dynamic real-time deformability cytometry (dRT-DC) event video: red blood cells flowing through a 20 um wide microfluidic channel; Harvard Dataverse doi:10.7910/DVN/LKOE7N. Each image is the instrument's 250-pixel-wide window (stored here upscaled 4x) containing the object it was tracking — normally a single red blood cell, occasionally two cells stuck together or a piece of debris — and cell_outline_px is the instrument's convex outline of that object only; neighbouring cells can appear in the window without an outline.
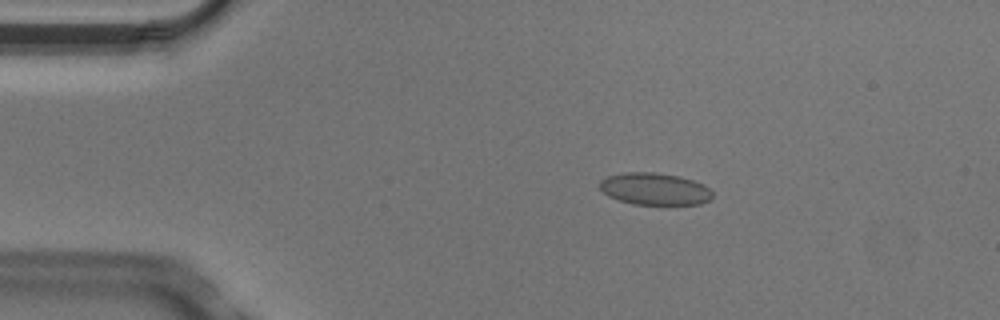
{"species": "Egyptian fruit bat (a non-hibernating species)", "species_latin": "Rousettus aegyptiacus", "temperature_condition": "cold", "stored_images_in_passage": 7, "camera_frame_rate_fps": 3000, "um_per_image_px": 0.085, "animal": {"sex": "male"}, "frame": {"image": 1, "passage_image": 3, "time_ms": 0.667, "image_size_px": [1000, 320], "cell_outline_px": [[712, 200], [700, 204], [632, 204], [608, 196], [600, 188], [600, 180], [608, 176], [624, 172], [656, 172], [680, 176], [704, 184], [712, 192]], "centroid_in_image_um": [55.67, 16.05], "position_along_channel_um": 29.3, "area_um2": 21.1}}
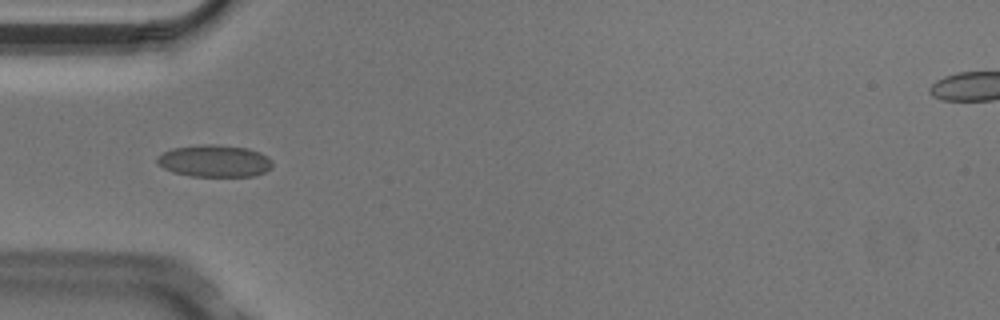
{"frame": {"image": 2, "passage_image": 5, "time_ms": 1.333, "image_size_px": [1000, 320], "cell_outline_px": [[272, 168], [256, 176], [188, 176], [172, 172], [156, 164], [156, 156], [172, 148], [204, 144], [212, 144], [248, 148], [260, 152], [268, 156], [272, 160]], "centroid_in_image_um": [18.23, 13.68], "position_along_channel_um": 66.8, "area_um2": 21.79}}
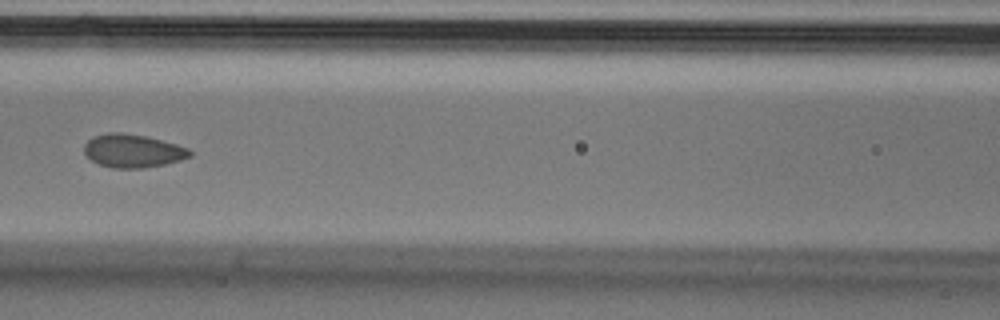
{"frame": {"image": 3, "passage_image": 7, "time_ms": 2.0, "image_size_px": [1000, 320], "cell_outline_px": [[192, 156], [180, 160], [164, 164], [144, 168], [112, 168], [100, 164], [92, 160], [84, 152], [84, 144], [88, 140], [96, 136], [108, 132], [120, 132], [148, 136], [176, 144], [188, 148], [192, 152]], "centroid_in_image_um": [11.31, 12.82], "position_along_channel_um": 155.3, "area_um2": 20.46}}